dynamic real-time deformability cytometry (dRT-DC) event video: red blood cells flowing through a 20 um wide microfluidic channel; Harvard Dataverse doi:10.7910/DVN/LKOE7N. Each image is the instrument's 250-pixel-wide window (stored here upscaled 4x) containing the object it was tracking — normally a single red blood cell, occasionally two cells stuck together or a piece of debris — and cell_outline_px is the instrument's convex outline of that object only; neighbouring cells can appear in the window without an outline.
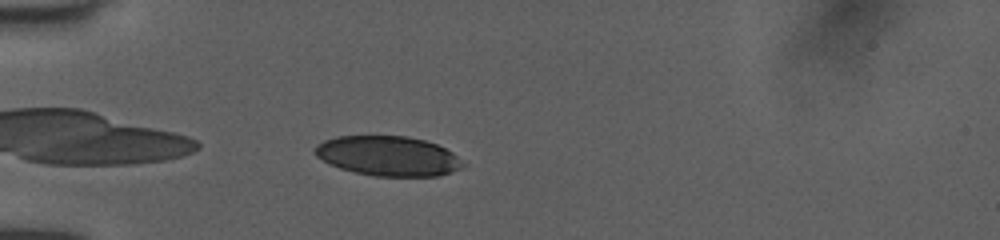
{"species": "human", "species_latin": "Homo sapiens", "temperature_condition": "room temperature", "stored_images_in_passage": 2, "camera_frame_rate_fps": 3000, "um_per_image_px": 0.085, "donor": {"sex": "female"}, "frame": {"image": 1, "passage_image": 1, "time_ms": 0.0, "image_size_px": [1000, 240], "cell_outline_px": [[468, 164], [460, 168], [436, 176], [376, 176], [356, 172], [340, 168], [316, 156], [316, 144], [324, 140], [336, 136], [408, 136], [424, 140], [436, 144], [452, 152]], "centroid_in_image_um": [33.01, 13.25], "position_along_channel_um": 52.0, "area_um2": 34.04}}